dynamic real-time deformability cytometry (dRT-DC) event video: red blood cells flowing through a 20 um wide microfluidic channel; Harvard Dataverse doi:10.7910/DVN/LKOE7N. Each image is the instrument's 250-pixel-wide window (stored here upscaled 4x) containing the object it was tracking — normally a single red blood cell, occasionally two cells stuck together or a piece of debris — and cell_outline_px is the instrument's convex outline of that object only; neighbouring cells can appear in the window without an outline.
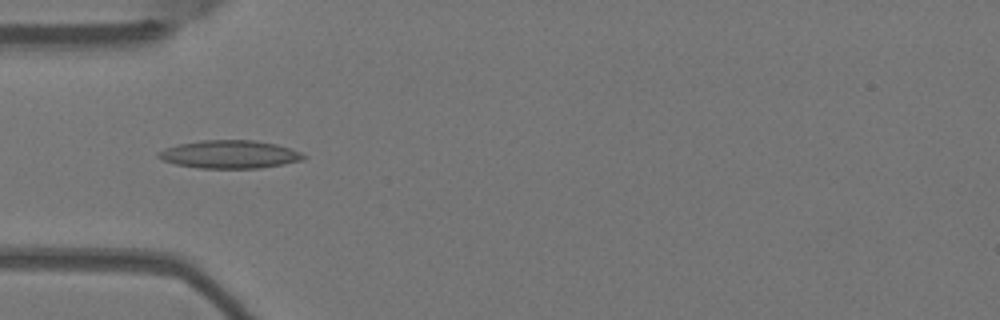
{"species": "Egyptian fruit bat (a non-hibernating species)", "species_latin": "Rousettus aegyptiacus", "temperature_condition": "warm", "stored_images_in_passage": 8, "camera_frame_rate_fps": 3000, "um_per_image_px": 0.085, "animal": {"sex": "female"}, "frame": {"image": 1, "passage_image": 5, "time_ms": 1.333, "image_size_px": [1000, 320], "cell_outline_px": [[304, 160], [284, 164], [260, 168], [200, 168], [176, 164], [164, 160], [156, 156], [156, 152], [164, 148], [176, 144], [200, 140], [252, 140], [276, 144], [300, 152], [304, 156]], "centroid_in_image_um": [19.47, 13.11], "position_along_channel_um": 65.5, "area_um2": 23.7}}
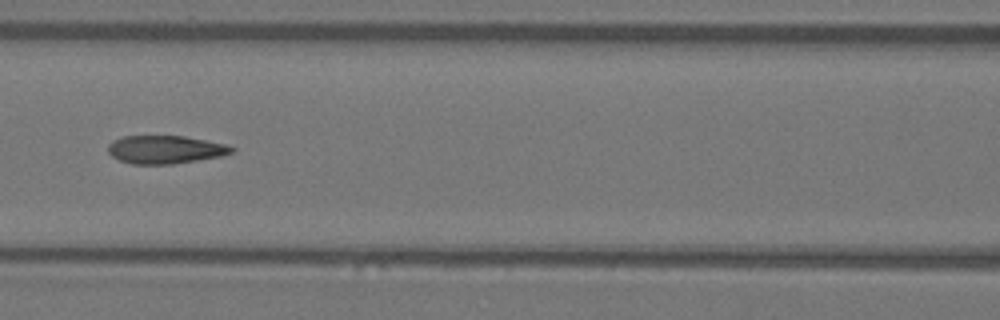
{"frame": {"image": 2, "passage_image": 7, "time_ms": 2.0, "image_size_px": [1000, 320], "cell_outline_px": [[236, 148], [232, 152], [220, 156], [172, 164], [132, 164], [120, 160], [112, 156], [108, 152], [108, 144], [112, 140], [124, 136], [184, 136], [228, 144]], "centroid_in_image_um": [14.04, 12.7], "position_along_channel_um": 152.6, "area_um2": 20.23}}
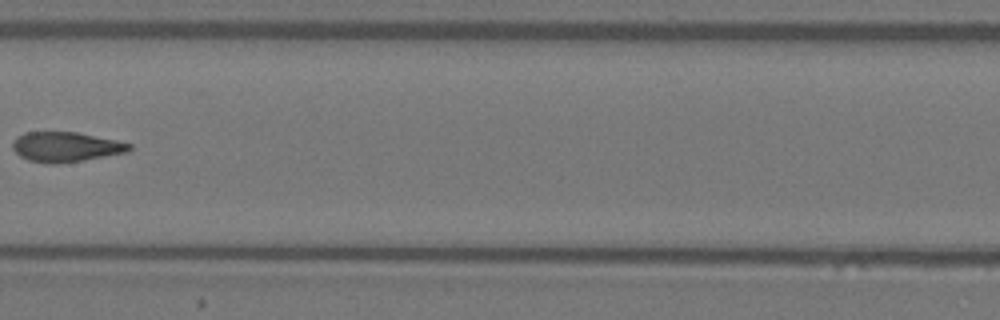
{"frame": {"image": 3, "passage_image": 8, "time_ms": 2.333, "image_size_px": [1000, 320], "cell_outline_px": [[132, 148], [128, 152], [84, 160], [52, 164], [48, 164], [28, 160], [20, 156], [12, 148], [12, 144], [16, 136], [24, 132], [76, 132], [116, 140], [132, 144]], "centroid_in_image_um": [5.58, 12.48], "position_along_channel_um": 201.8, "area_um2": 20.35}}